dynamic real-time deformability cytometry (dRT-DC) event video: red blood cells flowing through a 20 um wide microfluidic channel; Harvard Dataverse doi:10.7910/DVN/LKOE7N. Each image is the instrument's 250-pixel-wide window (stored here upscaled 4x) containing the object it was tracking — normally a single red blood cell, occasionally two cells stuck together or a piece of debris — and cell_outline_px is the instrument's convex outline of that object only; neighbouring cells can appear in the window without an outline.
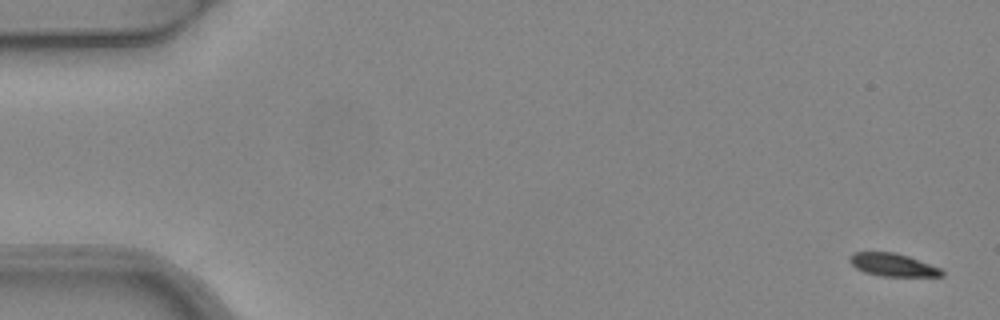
{"species": "common noctule bat (a hibernating species)", "species_latin": "Nyctalus noctula", "temperature_condition": "warm", "stored_images_in_passage": 5, "camera_frame_rate_fps": 3000, "um_per_image_px": 0.085, "animal": {"sex": "female", "body_mass_g": 24.6, "forearm_length_mm": 56.2}, "frame": {"image": 1, "passage_image": 1, "time_ms": 0.0, "image_size_px": [1000, 320], "cell_outline_px": [[944, 276], [880, 276], [864, 272], [856, 268], [848, 260], [848, 256], [852, 252], [896, 252], [908, 256], [940, 268], [944, 272]], "centroid_in_image_um": [75.85, 22.5], "position_along_channel_um": 9.2, "area_um2": 12.31}}
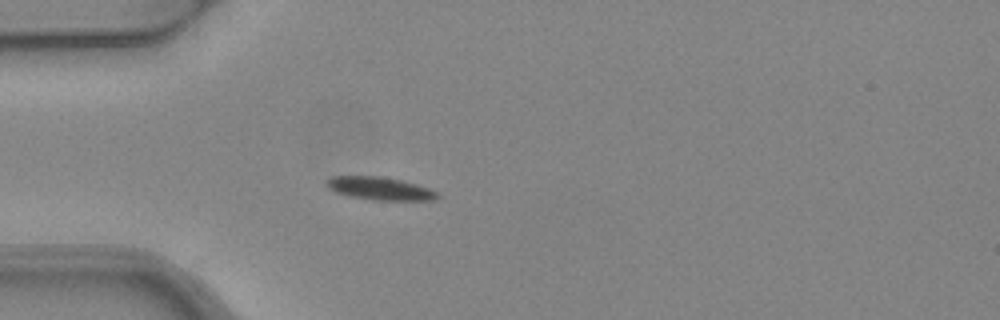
{"frame": {"image": 2, "passage_image": 5, "time_ms": 1.333, "image_size_px": [1000, 320], "cell_outline_px": [[440, 196], [436, 200], [372, 200], [348, 196], [336, 192], [328, 188], [324, 184], [332, 176], [380, 176], [400, 180], [416, 184], [428, 188], [436, 192]], "centroid_in_image_um": [32.27, 16.03], "position_along_channel_um": 52.7, "area_um2": 14.8}}